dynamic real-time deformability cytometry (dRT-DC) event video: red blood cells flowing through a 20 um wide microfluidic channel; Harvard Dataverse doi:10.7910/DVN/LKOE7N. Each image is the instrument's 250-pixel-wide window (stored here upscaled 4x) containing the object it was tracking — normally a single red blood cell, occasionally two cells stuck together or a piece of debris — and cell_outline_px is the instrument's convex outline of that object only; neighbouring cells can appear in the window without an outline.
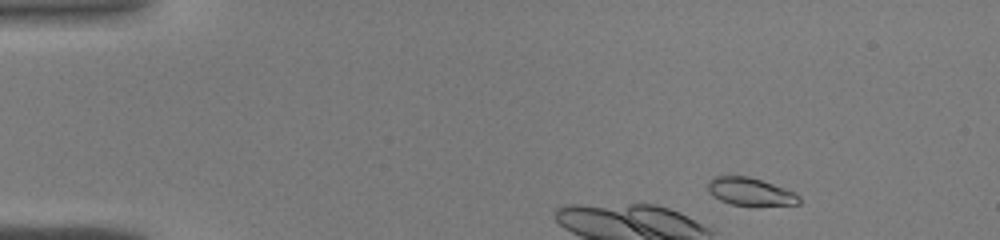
{"species": "common noctule bat (a hibernating species)", "species_latin": "Nyctalus noctula", "temperature_condition": "warm", "stored_images_in_passage": 8, "camera_frame_rate_fps": 3000, "um_per_image_px": 0.085, "animal": {"sex": "male", "body_mass_g": 19.0, "forearm_length_mm": 50.8}, "frame": {"image": 1, "passage_image": 3, "time_ms": 0.667, "image_size_px": [1000, 240], "cell_outline_px": [[800, 204], [756, 208], [752, 208], [732, 204], [720, 200], [712, 196], [708, 192], [708, 180], [716, 176], [748, 176], [796, 192], [800, 196]], "centroid_in_image_um": [63.81, 16.35], "position_along_channel_um": 21.2, "area_um2": 15.43}}